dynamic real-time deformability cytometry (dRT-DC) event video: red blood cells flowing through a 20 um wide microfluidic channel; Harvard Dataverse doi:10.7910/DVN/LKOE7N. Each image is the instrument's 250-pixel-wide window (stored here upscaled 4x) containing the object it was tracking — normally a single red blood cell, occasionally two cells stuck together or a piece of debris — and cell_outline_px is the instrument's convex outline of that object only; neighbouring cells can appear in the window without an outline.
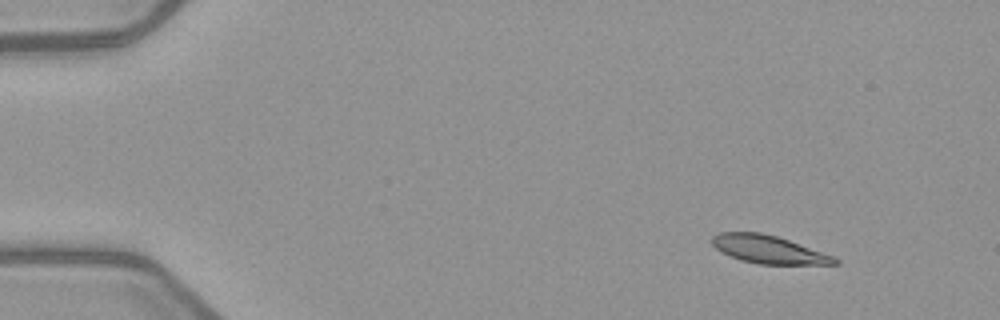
{"species": "common noctule bat (a hibernating species)", "species_latin": "Nyctalus noctula", "temperature_condition": "warm", "stored_images_in_passage": 6, "camera_frame_rate_fps": 3000, "um_per_image_px": 0.085, "animal": {"sex": "female", "body_mass_g": 21.9}, "frame": {"image": 1, "passage_image": 2, "time_ms": 1.333, "image_size_px": [1000, 320], "cell_outline_px": [[840, 264], [760, 264], [740, 260], [720, 252], [712, 244], [712, 236], [720, 232], [760, 232], [776, 236], [836, 256], [840, 260]], "centroid_in_image_um": [65.35, 21.21], "position_along_channel_um": 19.7, "area_um2": 20.06}}
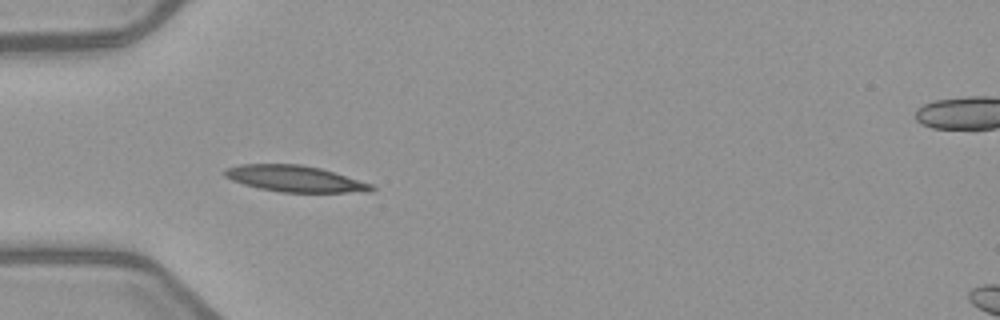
{"frame": {"image": 2, "passage_image": 5, "time_ms": 5.0, "image_size_px": [1000, 320], "cell_outline_px": [[376, 188], [372, 192], [280, 192], [260, 188], [244, 184], [232, 180], [224, 176], [224, 172], [228, 168], [240, 164], [300, 164], [320, 168], [372, 184]], "centroid_in_image_um": [25.09, 15.19], "position_along_channel_um": 59.9, "area_um2": 22.25}}
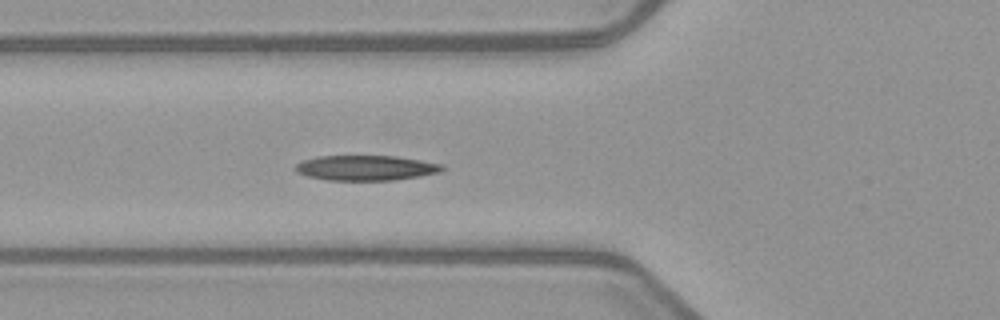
{"frame": {"image": 3, "passage_image": 6, "time_ms": 6.0, "image_size_px": [1000, 320], "cell_outline_px": [[444, 168], [440, 172], [420, 176], [392, 180], [328, 180], [308, 176], [296, 172], [296, 164], [304, 160], [316, 156], [396, 156], [444, 164]], "centroid_in_image_um": [31.12, 14.26], "position_along_channel_um": 94.7, "area_um2": 21.39}}